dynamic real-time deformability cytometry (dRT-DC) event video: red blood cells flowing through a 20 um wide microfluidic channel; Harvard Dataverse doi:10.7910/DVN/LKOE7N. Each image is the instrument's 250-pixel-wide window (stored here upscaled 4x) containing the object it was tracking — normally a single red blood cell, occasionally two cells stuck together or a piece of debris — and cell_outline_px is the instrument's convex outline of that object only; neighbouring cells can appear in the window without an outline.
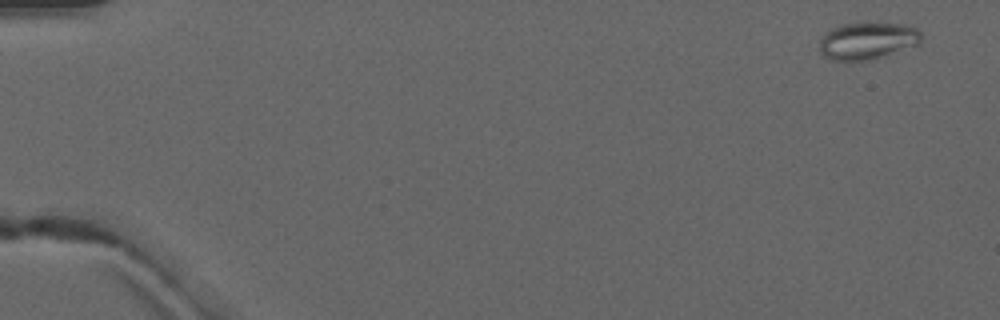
{"species": "common noctule bat (a hibernating species)", "species_latin": "Nyctalus noctula", "temperature_condition": "warm", "stored_images_in_passage": 5, "camera_frame_rate_fps": 3000, "um_per_image_px": 0.085, "animal": {"sex": "male", "forearm_length_mm": 52.5}, "frame": {"image": 1, "passage_image": 1, "time_ms": 0.0, "image_size_px": [1000, 320], "cell_outline_px": [[920, 44], [888, 56], [876, 60], [832, 60], [824, 56], [820, 52], [820, 36], [824, 32], [832, 28], [844, 24], [908, 24], [916, 28], [920, 32]], "centroid_in_image_um": [73.74, 3.49], "position_along_channel_um": 11.3, "area_um2": 22.14}}